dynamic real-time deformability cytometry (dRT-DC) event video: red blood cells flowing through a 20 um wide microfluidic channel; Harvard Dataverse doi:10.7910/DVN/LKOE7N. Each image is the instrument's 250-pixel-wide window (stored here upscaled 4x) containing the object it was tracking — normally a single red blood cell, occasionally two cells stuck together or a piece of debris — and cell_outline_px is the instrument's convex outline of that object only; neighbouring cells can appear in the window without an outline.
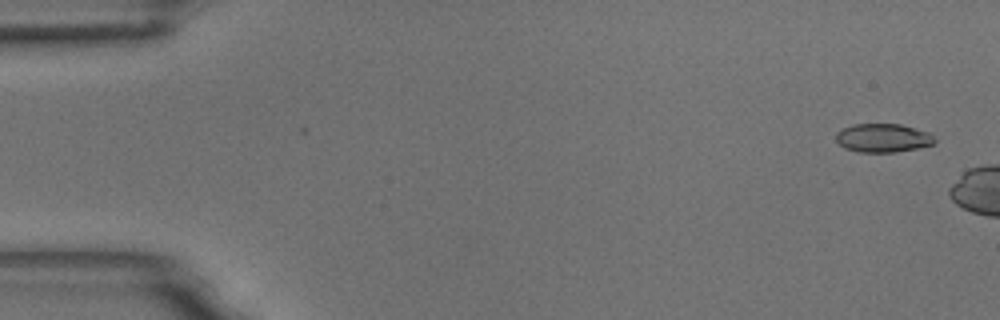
{"species": "common noctule bat (a hibernating species)", "species_latin": "Nyctalus noctula", "temperature_condition": "room temperature", "stored_images_in_passage": 7, "camera_frame_rate_fps": 3000, "um_per_image_px": 0.085, "animal": {"sex": "male", "body_mass_g": 18.8}, "frame": {"image": 1, "passage_image": 3, "time_ms": 0.667, "image_size_px": [1000, 320], "cell_outline_px": [[936, 140], [932, 144], [916, 148], [896, 152], [856, 152], [844, 148], [836, 140], [836, 132], [852, 124], [900, 124], [928, 132]], "centroid_in_image_um": [75.01, 11.73], "position_along_channel_um": 10.0, "area_um2": 16.36}}